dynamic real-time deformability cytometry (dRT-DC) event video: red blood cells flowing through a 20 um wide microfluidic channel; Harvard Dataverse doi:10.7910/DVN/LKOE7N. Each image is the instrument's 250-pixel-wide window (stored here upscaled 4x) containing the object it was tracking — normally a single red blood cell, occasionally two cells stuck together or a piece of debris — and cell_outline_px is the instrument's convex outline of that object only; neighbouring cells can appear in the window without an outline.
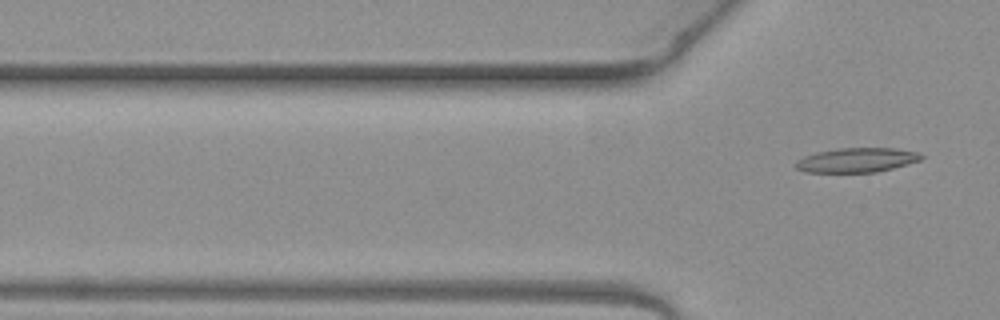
{"species": "common noctule bat (a hibernating species)", "species_latin": "Nyctalus noctula", "temperature_condition": "warm", "stored_images_in_passage": 6, "camera_frame_rate_fps": 3000, "um_per_image_px": 0.085, "animal": {"sex": "female", "body_mass_g": 19.3, "forearm_length_mm": 54.1}, "frame": {"image": 1, "passage_image": 6, "time_ms": 1.667, "image_size_px": [1000, 320], "cell_outline_px": [[924, 156], [920, 160], [892, 168], [876, 172], [804, 172], [796, 168], [796, 160], [804, 156], [816, 152], [836, 148], [892, 148], [920, 152]], "centroid_in_image_um": [72.81, 13.6], "position_along_channel_um": 53.0, "area_um2": 17.86}}